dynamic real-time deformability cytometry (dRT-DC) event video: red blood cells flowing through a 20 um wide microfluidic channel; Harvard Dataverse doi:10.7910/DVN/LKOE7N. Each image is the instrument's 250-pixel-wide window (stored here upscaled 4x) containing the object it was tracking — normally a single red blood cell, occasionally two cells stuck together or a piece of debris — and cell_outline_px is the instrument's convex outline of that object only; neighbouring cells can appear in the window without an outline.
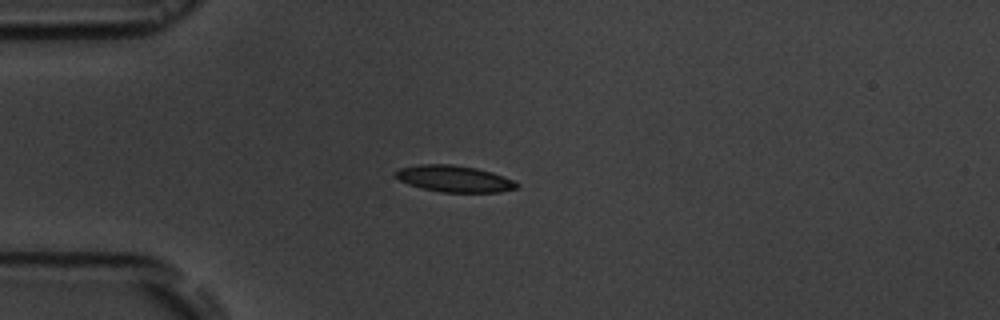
{"species": "common noctule bat (a hibernating species)", "species_latin": "Nyctalus noctula", "temperature_condition": "room temperature", "stored_images_in_passage": 16, "camera_frame_rate_fps": 3000, "um_per_image_px": 0.085, "animal": {"sex": "male", "body_mass_g": 19.5, "forearm_length_mm": 54.6}, "frame": {"image": 1, "passage_image": 4, "time_ms": 3.667, "image_size_px": [1000, 320], "cell_outline_px": [[520, 188], [500, 192], [440, 192], [408, 184], [400, 180], [392, 172], [400, 168], [420, 164], [452, 164], [476, 168], [492, 172], [504, 176], [520, 184]], "centroid_in_image_um": [38.64, 15.19], "position_along_channel_um": 46.4, "area_um2": 18.79}}
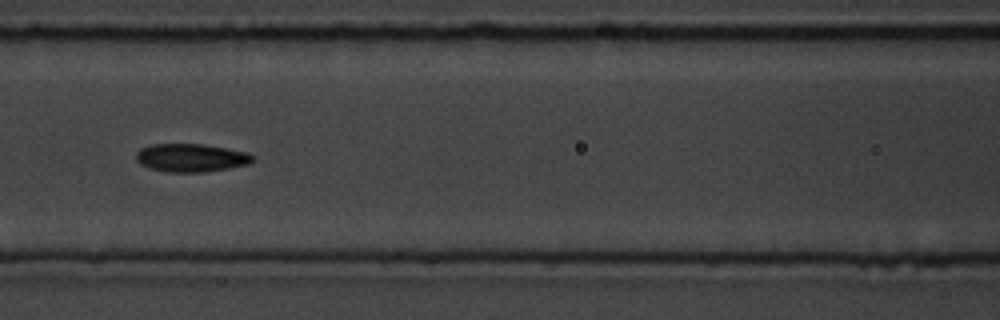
{"frame": {"image": 2, "passage_image": 7, "time_ms": 7.0, "image_size_px": [1000, 320], "cell_outline_px": [[252, 160], [248, 164], [228, 168], [204, 172], [168, 172], [148, 168], [140, 164], [136, 160], [136, 152], [140, 148], [152, 144], [204, 144], [248, 152], [252, 156]], "centroid_in_image_um": [16.19, 13.41], "position_along_channel_um": 150.4, "area_um2": 19.13}}
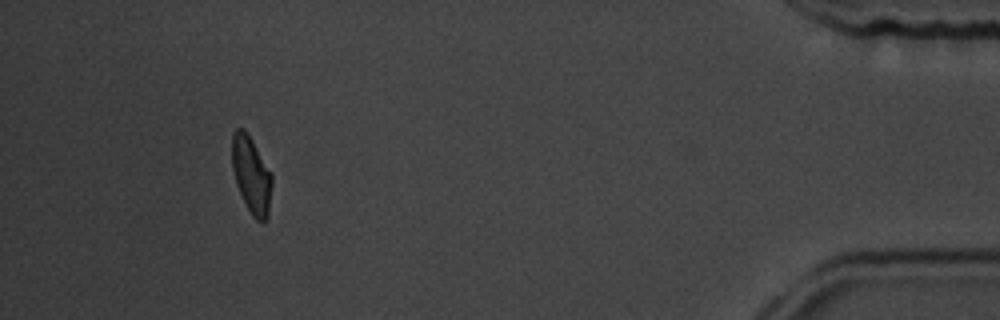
{"frame": {"image": 3, "passage_image": 15, "time_ms": 16.0, "image_size_px": [1000, 320], "cell_outline_px": [[272, 184], [268, 216], [260, 224], [252, 216], [236, 184], [232, 168], [232, 132], [236, 128], [244, 128], [252, 140], [272, 172]], "centroid_in_image_um": [21.37, 14.85], "position_along_channel_um": 413.8, "area_um2": 17.98}, "authors_computed_cell_mechanics": {"area_um2": 18.6983, "velocity_mm_per_s": 3.6566, "shape_relaxation_time_tau1_ms": 4.0503, "shape_relaxation_time_tau2_ms": 1.7709, "deformation_change_tau1": 0.103, "deformation_change_tau2": 0.0691}}